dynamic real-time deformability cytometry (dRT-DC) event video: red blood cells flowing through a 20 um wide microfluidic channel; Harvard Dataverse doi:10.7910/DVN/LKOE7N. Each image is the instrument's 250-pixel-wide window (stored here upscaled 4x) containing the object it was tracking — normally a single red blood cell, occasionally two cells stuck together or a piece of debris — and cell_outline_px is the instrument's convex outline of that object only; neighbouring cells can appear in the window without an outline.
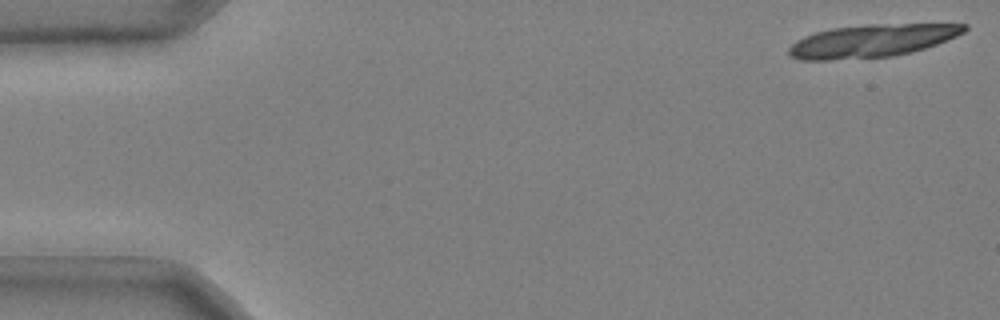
{"species": "common noctule bat (a hibernating species)", "species_latin": "Nyctalus noctula", "temperature_condition": "cold", "stored_images_in_passage": 17, "camera_frame_rate_fps": 3000, "um_per_image_px": 0.085, "animal": {"sex": "male", "body_mass_g": 20.4}, "frame": {"image": 1, "passage_image": 1, "time_ms": 0.0, "image_size_px": [1000, 320], "cell_outline_px": [[968, 28], [964, 32], [956, 36], [936, 44], [912, 52], [892, 56], [832, 60], [800, 60], [788, 56], [788, 48], [796, 40], [804, 36], [816, 32], [832, 28], [864, 24], [968, 24]], "centroid_in_image_um": [74.07, 3.47], "position_along_channel_um": 10.9, "area_um2": 33.58}}